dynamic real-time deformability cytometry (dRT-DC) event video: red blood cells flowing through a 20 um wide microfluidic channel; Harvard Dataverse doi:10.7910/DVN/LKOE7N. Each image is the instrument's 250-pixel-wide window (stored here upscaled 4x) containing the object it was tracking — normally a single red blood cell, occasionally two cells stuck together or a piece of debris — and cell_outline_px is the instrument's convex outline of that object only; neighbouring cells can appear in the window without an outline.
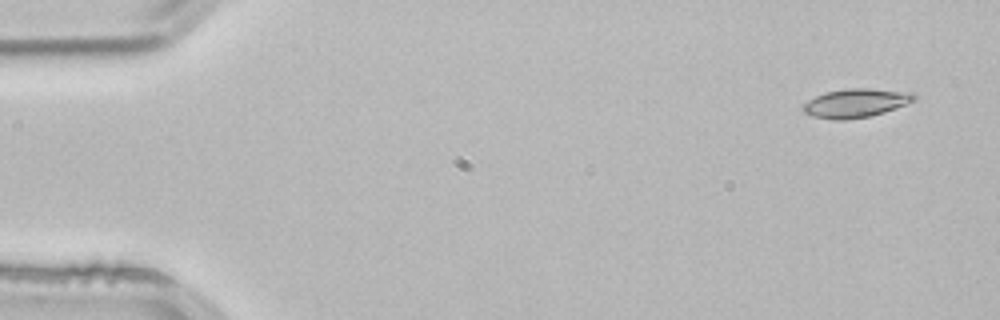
{"species": "common noctule bat (a hibernating species)", "species_latin": "Nyctalus noctula", "temperature_condition": "room temperature", "stored_images_in_passage": 2, "segment_of_instrument_passage": [2, 2], "camera_frame_rate_fps": 3000, "um_per_image_px": 0.085, "animal": {"sex": "male", "body_mass_g": 21.5, "forearm_length_mm": 52.0}, "frame": {"image": 1, "passage_image": 2, "time_ms": 0.333, "image_size_px": [1000, 320], "cell_outline_px": [[916, 100], [896, 108], [884, 112], [868, 116], [844, 120], [832, 120], [812, 116], [804, 112], [800, 108], [808, 100], [824, 92], [848, 88], [868, 88], [912, 92], [916, 96]], "centroid_in_image_um": [72.72, 8.75], "position_along_channel_um": 12.3, "area_um2": 18.67}}